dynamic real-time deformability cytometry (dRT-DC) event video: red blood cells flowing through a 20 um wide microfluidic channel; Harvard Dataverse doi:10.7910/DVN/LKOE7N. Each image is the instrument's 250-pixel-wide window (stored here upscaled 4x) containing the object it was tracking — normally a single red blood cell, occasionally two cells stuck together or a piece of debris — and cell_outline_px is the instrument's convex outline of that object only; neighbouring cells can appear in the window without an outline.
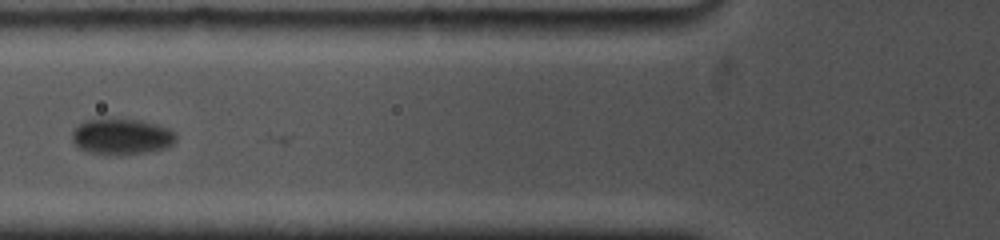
{"species": "common noctule bat (a hibernating species)", "species_latin": "Nyctalus noctula", "temperature_condition": "cold", "stored_images_in_passage": 28, "camera_frame_rate_fps": 5000, "um_per_image_px": 0.085, "animal": {"sex": "female", "body_mass_g": 19.0, "forearm_length_mm": 53.3}, "frame": {"image": 1, "passage_image": 4, "time_ms": 1.4, "image_size_px": [1000, 240], "cell_outline_px": [[176, 140], [168, 148], [148, 152], [88, 152], [80, 148], [72, 140], [72, 132], [76, 124], [84, 120], [100, 116], [104, 116], [140, 120], [156, 124], [168, 128], [176, 132]], "centroid_in_image_um": [10.32, 11.52], "position_along_channel_um": 115.5, "area_um2": 21.91}}
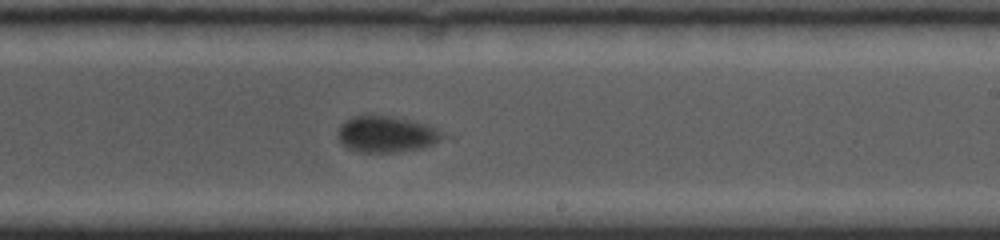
{"frame": {"image": 2, "passage_image": 13, "time_ms": 5.4, "image_size_px": [1000, 240], "cell_outline_px": [[452, 136], [432, 144], [420, 148], [396, 152], [356, 152], [348, 148], [336, 136], [336, 132], [340, 124], [344, 120], [352, 116], [388, 116], [428, 124]], "centroid_in_image_um": [32.87, 11.41], "position_along_channel_um": 256.1, "area_um2": 22.37}}
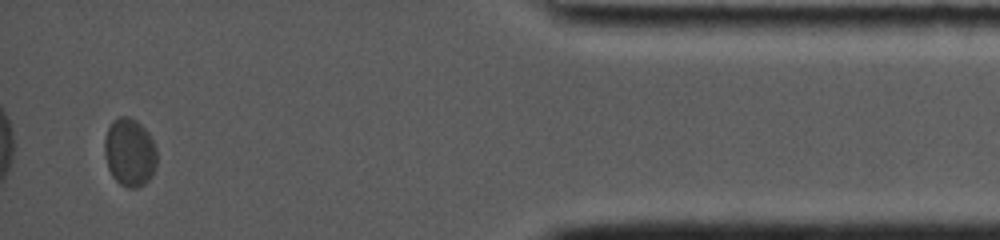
{"frame": {"image": 3, "passage_image": 26, "time_ms": 11.4, "image_size_px": [1000, 240], "cell_outline_px": [[156, 168], [152, 176], [140, 188], [128, 188], [120, 184], [112, 176], [108, 168], [104, 156], [104, 140], [108, 128], [112, 120], [120, 116], [128, 116], [136, 120], [148, 132], [156, 144]], "centroid_in_image_um": [11.02, 12.96], "position_along_channel_um": 424.2, "area_um2": 21.15}}